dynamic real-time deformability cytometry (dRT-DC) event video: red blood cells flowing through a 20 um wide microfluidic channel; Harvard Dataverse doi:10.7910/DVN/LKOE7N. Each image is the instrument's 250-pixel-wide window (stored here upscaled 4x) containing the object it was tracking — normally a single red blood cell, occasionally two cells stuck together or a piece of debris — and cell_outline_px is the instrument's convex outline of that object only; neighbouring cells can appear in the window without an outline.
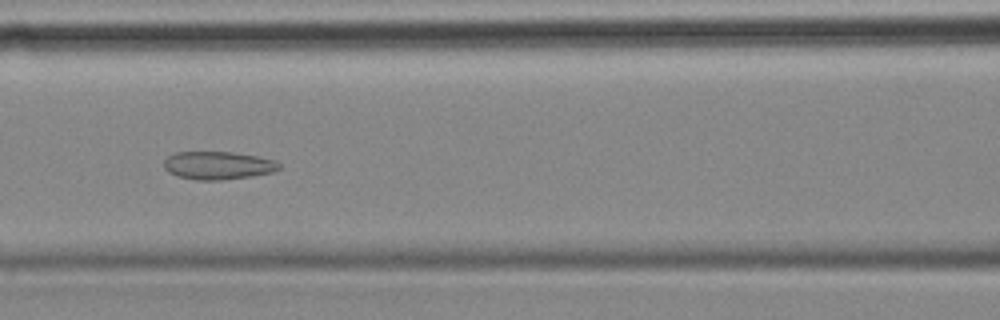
{"species": "common noctule bat (a hibernating species)", "species_latin": "Nyctalus noctula", "temperature_condition": "cold", "stored_images_in_passage": 54, "camera_frame_rate_fps": 3000, "um_per_image_px": 0.085, "animal": {"sex": "female", "body_mass_g": 18.4}, "frame": {"image": 1, "passage_image": 22, "time_ms": 7.0, "image_size_px": [1000, 320], "cell_outline_px": [[280, 168], [272, 172], [252, 176], [220, 180], [196, 180], [176, 176], [168, 172], [164, 168], [164, 160], [168, 156], [176, 152], [232, 152], [256, 156], [276, 160], [280, 164]], "centroid_in_image_um": [18.51, 14.06], "position_along_channel_um": 148.1, "area_um2": 18.84}}
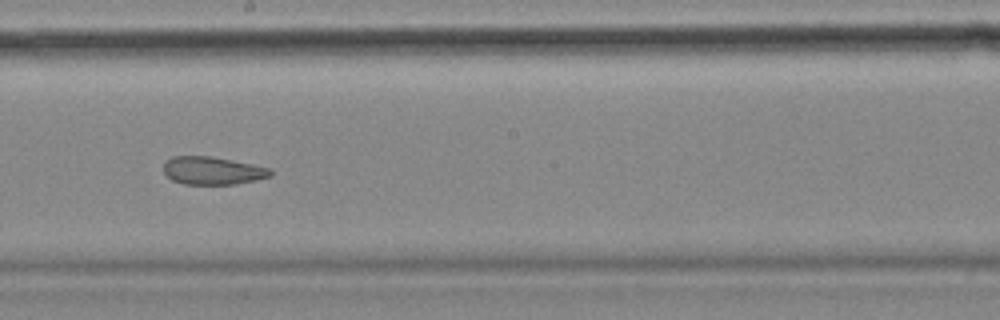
{"frame": {"image": 2, "passage_image": 29, "time_ms": 9.333, "image_size_px": [1000, 320], "cell_outline_px": [[272, 176], [256, 180], [236, 184], [184, 184], [172, 180], [164, 172], [164, 164], [172, 156], [208, 156], [252, 164], [272, 168]], "centroid_in_image_um": [18.1, 14.51], "position_along_channel_um": 230.1, "area_um2": 17.28}}
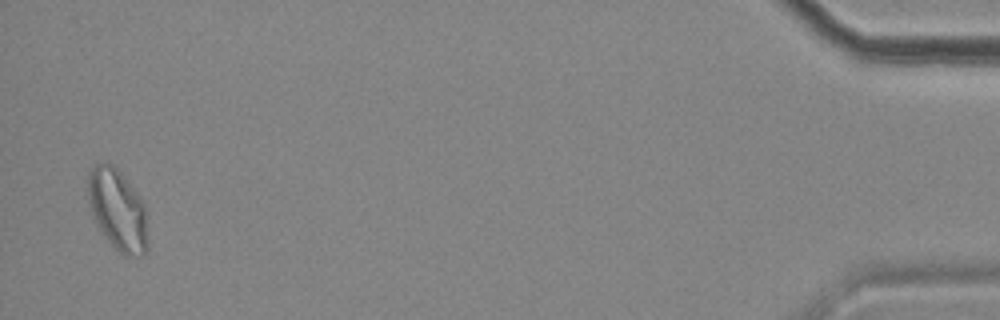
{"frame": {"image": 3, "passage_image": 53, "time_ms": 17.333, "image_size_px": [1000, 320], "cell_outline_px": [[148, 252], [144, 256], [124, 256], [108, 240], [100, 228], [92, 212], [88, 200], [88, 172], [96, 164], [104, 160], [112, 164], [120, 172], [144, 204], [148, 240]], "centroid_in_image_um": [10.01, 17.84], "position_along_channel_um": 425.2, "area_um2": 28.03}, "authors_computed_cell_mechanics": {"area_um2": 21.2704, "velocity_mm_per_s": 3.5331, "shape_relaxation_time_tau1_ms": null, "shape_relaxation_time_tau2_ms": 2.5602, "deformation_change_tau1": null, "deformation_change_tau2": 0.0811}}